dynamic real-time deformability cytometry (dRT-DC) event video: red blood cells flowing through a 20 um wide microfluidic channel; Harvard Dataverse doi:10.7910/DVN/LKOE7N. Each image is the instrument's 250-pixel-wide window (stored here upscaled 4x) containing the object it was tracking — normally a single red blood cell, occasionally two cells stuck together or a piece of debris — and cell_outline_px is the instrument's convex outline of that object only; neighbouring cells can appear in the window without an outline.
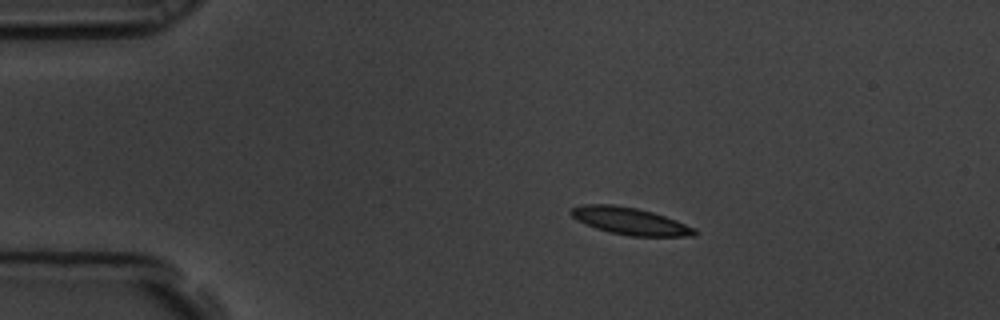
{"species": "common noctule bat (a hibernating species)", "species_latin": "Nyctalus noctula", "temperature_condition": "room temperature", "stored_images_in_passage": 5, "camera_frame_rate_fps": 3000, "um_per_image_px": 0.085, "animal": {"sex": "male", "body_mass_g": 19.5, "forearm_length_mm": 54.6}, "frame": {"image": 1, "passage_image": 2, "time_ms": 0.333, "image_size_px": [1000, 320], "cell_outline_px": [[700, 232], [696, 236], [628, 236], [596, 228], [576, 220], [568, 212], [572, 208], [584, 204], [612, 204], [636, 208], [652, 212], [676, 220], [696, 228]], "centroid_in_image_um": [53.58, 18.79], "position_along_channel_um": 31.4, "area_um2": 19.54}}
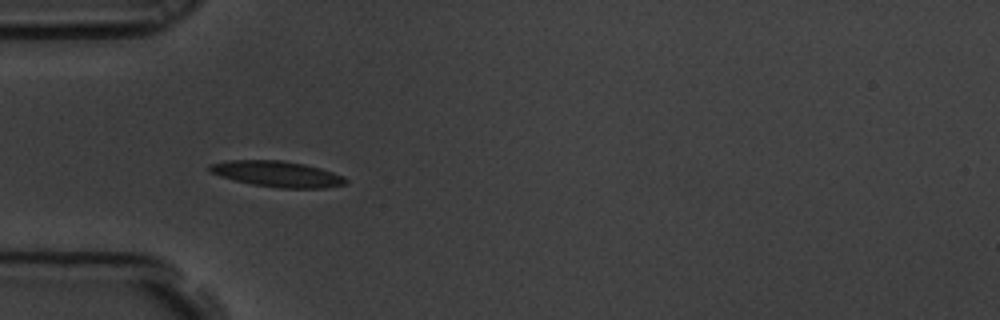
{"frame": {"image": 2, "passage_image": 4, "time_ms": 1.0, "image_size_px": [1000, 320], "cell_outline_px": [[348, 184], [324, 188], [280, 188], [252, 184], [220, 176], [208, 172], [208, 164], [228, 160], [280, 160], [304, 164], [320, 168], [344, 176], [348, 180]], "centroid_in_image_um": [23.56, 14.78], "position_along_channel_um": 61.4, "area_um2": 20.58}}
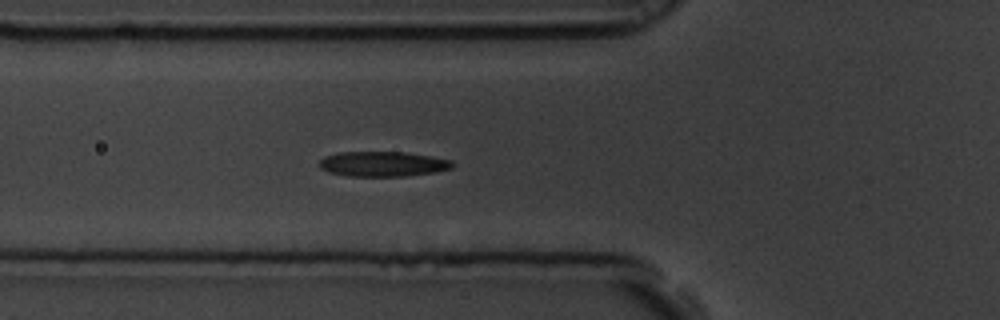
{"frame": {"image": 3, "passage_image": 5, "time_ms": 1.333, "image_size_px": [1000, 320], "cell_outline_px": [[456, 164], [452, 168], [436, 172], [404, 176], [348, 176], [328, 172], [320, 168], [316, 164], [324, 156], [340, 152], [404, 152], [432, 156], [452, 160]], "centroid_in_image_um": [32.54, 13.93], "position_along_channel_um": 93.3, "area_um2": 19.65}}